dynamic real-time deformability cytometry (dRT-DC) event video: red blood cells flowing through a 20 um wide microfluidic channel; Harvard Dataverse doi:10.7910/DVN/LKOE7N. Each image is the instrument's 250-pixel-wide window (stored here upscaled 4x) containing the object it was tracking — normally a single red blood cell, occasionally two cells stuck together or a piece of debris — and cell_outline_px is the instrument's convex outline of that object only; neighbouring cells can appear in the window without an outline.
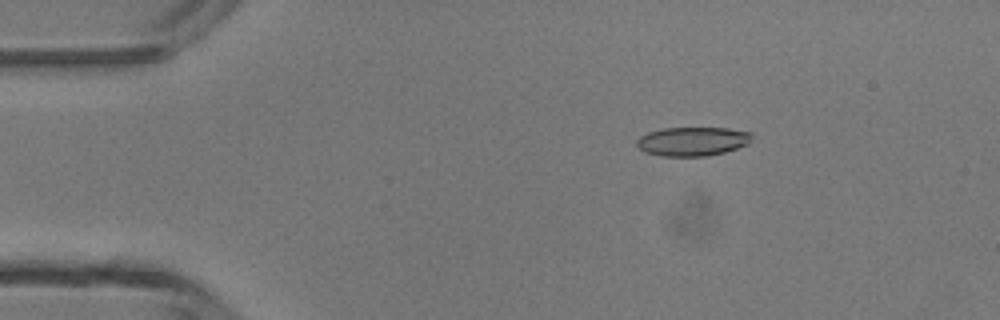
{"species": "common noctule bat (a hibernating species)", "species_latin": "Nyctalus noctula", "temperature_condition": "room temperature", "stored_images_in_passage": 47, "camera_frame_rate_fps": 3000, "um_per_image_px": 0.085, "animal": {"sex": "male", "body_mass_g": 13.3}, "frame": {"image": 1, "passage_image": 8, "time_ms": 2.333, "image_size_px": [1000, 320], "cell_outline_px": [[752, 140], [748, 144], [724, 152], [708, 156], [660, 156], [644, 152], [636, 144], [636, 140], [640, 136], [648, 132], [664, 128], [728, 128], [752, 132]], "centroid_in_image_um": [58.87, 12.01], "position_along_channel_um": 26.1, "area_um2": 19.54}}
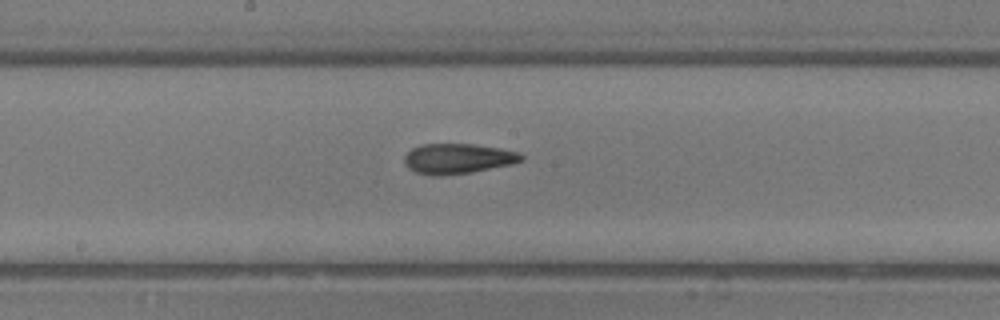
{"frame": {"image": 2, "passage_image": 25, "time_ms": 8.0, "image_size_px": [1000, 320], "cell_outline_px": [[524, 160], [512, 164], [472, 172], [444, 176], [432, 176], [416, 172], [408, 168], [404, 164], [404, 156], [412, 148], [420, 144], [472, 144], [500, 148], [520, 152], [524, 156]], "centroid_in_image_um": [38.91, 13.49], "position_along_channel_um": 209.3, "area_um2": 20.81}}
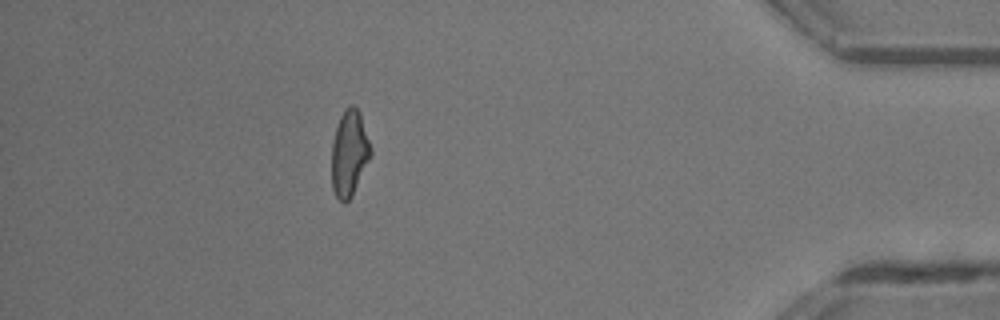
{"frame": {"image": 3, "passage_image": 42, "time_ms": 13.667, "image_size_px": [1000, 320], "cell_outline_px": [[372, 156], [352, 196], [344, 204], [336, 196], [332, 188], [332, 140], [340, 116], [344, 108], [352, 104], [360, 112], [372, 148]], "centroid_in_image_um": [29.71, 13.02], "position_along_channel_um": 405.5, "area_um2": 19.83}, "authors_computed_cell_mechanics": {"area_um2": 19.8254, "velocity_mm_per_s": 4.3735, "shape_relaxation_time_tau1_ms": 8.1926, "shape_relaxation_time_tau2_ms": 1.5454, "deformation_change_tau1": 0.2458, "deformation_change_tau2": 0.1082}}